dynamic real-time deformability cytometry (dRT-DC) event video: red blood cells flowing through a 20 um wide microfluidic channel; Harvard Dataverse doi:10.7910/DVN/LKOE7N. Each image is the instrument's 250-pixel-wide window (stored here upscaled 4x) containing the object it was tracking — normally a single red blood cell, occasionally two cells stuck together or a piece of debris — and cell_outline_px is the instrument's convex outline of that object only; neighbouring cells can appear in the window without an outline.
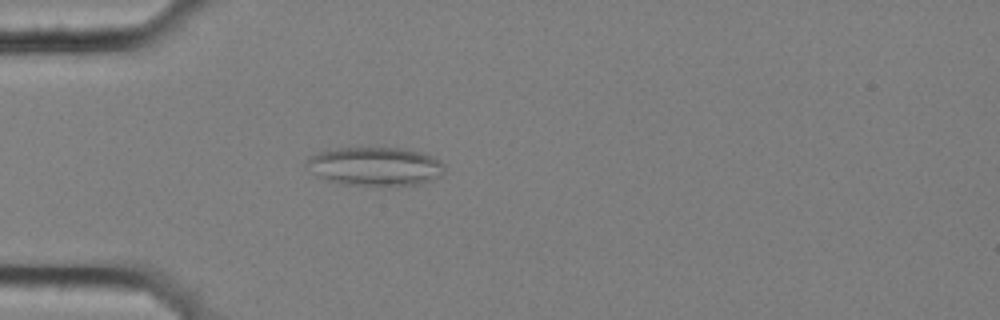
{"species": "common noctule bat (a hibernating species)", "species_latin": "Nyctalus noctula", "temperature_condition": "cold", "stored_images_in_passage": 41, "camera_frame_rate_fps": 3000, "um_per_image_px": 0.085, "animal": {"sex": "female", "body_mass_g": 25.1}, "frame": {"image": 1, "passage_image": 1, "time_ms": 0.0, "image_size_px": [1000, 320], "cell_outline_px": [[444, 172], [440, 176], [432, 180], [420, 184], [340, 184], [328, 180], [312, 172], [304, 164], [308, 156], [316, 152], [336, 148], [400, 148], [420, 152], [432, 156], [440, 160], [444, 164]], "centroid_in_image_um": [31.86, 14.12], "position_along_channel_um": 53.1, "area_um2": 30.81}}
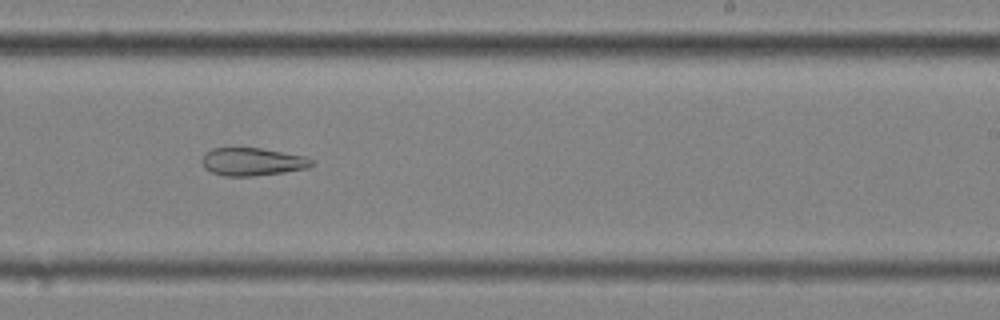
{"frame": {"image": 2, "passage_image": 20, "time_ms": 6.333, "image_size_px": [1000, 320], "cell_outline_px": [[312, 164], [308, 168], [284, 172], [252, 176], [224, 176], [212, 172], [204, 168], [204, 156], [212, 148], [260, 148], [308, 156], [312, 160]], "centroid_in_image_um": [21.5, 13.75], "position_along_channel_um": 267.5, "area_um2": 17.63}}
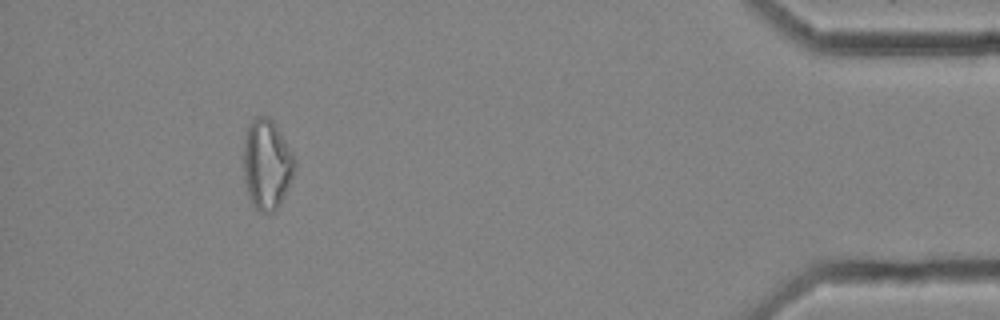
{"frame": {"image": 3, "passage_image": 37, "time_ms": 12.0, "image_size_px": [1000, 320], "cell_outline_px": [[296, 168], [280, 204], [272, 212], [260, 212], [252, 204], [248, 196], [244, 180], [244, 144], [248, 124], [256, 116], [268, 116], [276, 124], [292, 152], [296, 160]], "centroid_in_image_um": [22.68, 13.95], "position_along_channel_um": 412.5, "area_um2": 26.88}, "authors_computed_cell_mechanics": {"area_um2": 21.2704, "velocity_mm_per_s": 3.5523, "shape_relaxation_time_tau1_ms": null, "shape_relaxation_time_tau2_ms": 5.5689, "deformation_change_tau1": null, "deformation_change_tau2": 0.1532}}